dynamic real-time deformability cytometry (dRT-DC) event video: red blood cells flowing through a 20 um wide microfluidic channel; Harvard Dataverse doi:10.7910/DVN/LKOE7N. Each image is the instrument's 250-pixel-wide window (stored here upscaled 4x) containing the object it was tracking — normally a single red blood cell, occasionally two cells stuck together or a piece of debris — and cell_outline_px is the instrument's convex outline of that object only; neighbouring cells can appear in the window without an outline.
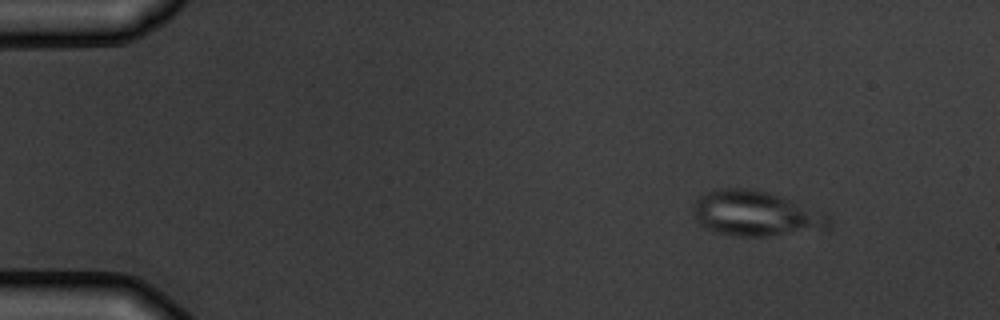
{"species": "common noctule bat (a hibernating species)", "species_latin": "Nyctalus noctula", "temperature_condition": "warm", "stored_images_in_passage": 5, "camera_frame_rate_fps": 3000, "um_per_image_px": 0.085, "animal": {"sex": "male", "body_mass_g": 19.5, "forearm_length_mm": 54.6}, "frame": {"image": 1, "passage_image": 1, "time_ms": 0.0, "image_size_px": [1000, 320], "cell_outline_px": [[832, 224], [828, 228], [768, 236], [736, 236], [712, 232], [700, 224], [692, 216], [692, 204], [700, 196], [712, 188], [744, 188], [764, 192], [780, 196], [828, 212], [832, 216]], "centroid_in_image_um": [64.23, 18.15], "position_along_channel_um": 20.8, "area_um2": 36.24}}